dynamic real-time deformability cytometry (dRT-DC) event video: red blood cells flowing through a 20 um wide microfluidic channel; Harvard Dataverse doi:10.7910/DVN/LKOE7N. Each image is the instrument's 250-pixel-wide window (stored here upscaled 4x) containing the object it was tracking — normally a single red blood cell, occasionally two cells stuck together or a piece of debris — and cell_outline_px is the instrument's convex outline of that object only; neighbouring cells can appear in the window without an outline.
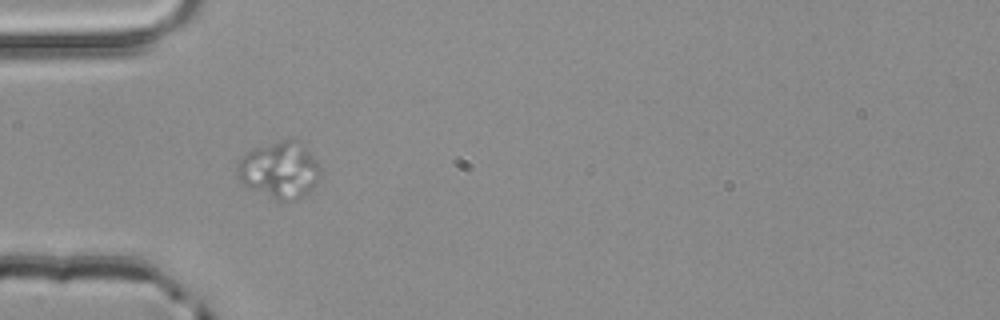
{"species": "common noctule bat (a hibernating species)", "species_latin": "Nyctalus noctula", "temperature_condition": "room temperature", "stored_images_in_passage": 4, "camera_frame_rate_fps": 3000, "um_per_image_px": 0.085, "animal": {"sex": "male", "body_mass_g": 20.4}, "frame": {"image": 1, "passage_image": 4, "time_ms": 1.0, "image_size_px": [1000, 320], "cell_outline_px": [[320, 176], [312, 188], [300, 200], [276, 200], [240, 184], [236, 176], [236, 168], [240, 160], [248, 152], [256, 148], [292, 136], [316, 160], [320, 168]], "centroid_in_image_um": [23.74, 14.47], "position_along_channel_um": 61.3, "area_um2": 27.4}}